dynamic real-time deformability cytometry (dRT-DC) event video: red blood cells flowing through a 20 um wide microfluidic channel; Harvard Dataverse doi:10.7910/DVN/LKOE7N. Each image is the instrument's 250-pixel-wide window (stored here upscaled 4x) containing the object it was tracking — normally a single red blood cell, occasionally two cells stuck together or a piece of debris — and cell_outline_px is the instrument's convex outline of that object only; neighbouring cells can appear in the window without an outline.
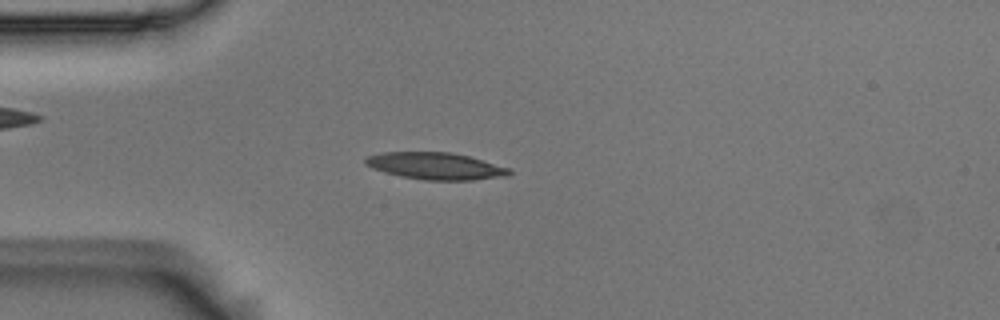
{"species": "Egyptian fruit bat (a non-hibernating species)", "species_latin": "Rousettus aegyptiacus", "temperature_condition": "room temperature", "stored_images_in_passage": 4, "camera_frame_rate_fps": 3000, "um_per_image_px": 0.085, "animal": {"sex": "male"}, "frame": {"image": 1, "passage_image": 4, "time_ms": 1.0, "image_size_px": [1000, 320], "cell_outline_px": [[512, 172], [508, 176], [472, 180], [424, 180], [400, 176], [384, 172], [372, 168], [364, 164], [364, 156], [384, 152], [448, 152], [468, 156], [512, 168]], "centroid_in_image_um": [37.02, 14.11], "position_along_channel_um": 48.0, "area_um2": 22.77}}